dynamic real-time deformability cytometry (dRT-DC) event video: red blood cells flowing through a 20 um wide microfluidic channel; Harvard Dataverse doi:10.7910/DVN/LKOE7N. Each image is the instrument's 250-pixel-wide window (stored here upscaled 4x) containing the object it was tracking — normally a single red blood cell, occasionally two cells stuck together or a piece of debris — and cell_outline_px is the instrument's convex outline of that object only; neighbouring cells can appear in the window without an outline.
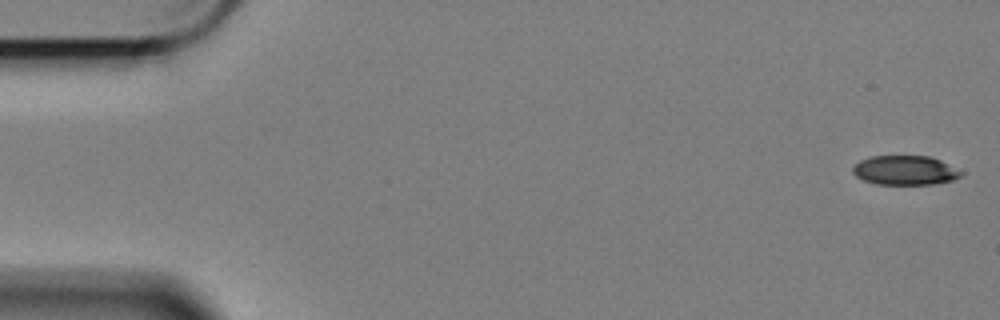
{"species": "Egyptian fruit bat (a non-hibernating species)", "species_latin": "Rousettus aegyptiacus", "temperature_condition": "cold", "stored_images_in_passage": 56, "camera_frame_rate_fps": 3000, "um_per_image_px": 0.085, "animal": {"sex": "female"}, "frame": {"image": 1, "passage_image": 1, "time_ms": 0.0, "image_size_px": [1000, 320], "cell_outline_px": [[968, 172], [964, 176], [952, 180], [932, 184], [876, 184], [864, 180], [856, 176], [852, 172], [852, 168], [860, 160], [872, 156], [928, 156], [940, 160], [960, 168]], "centroid_in_image_um": [77.02, 14.47], "position_along_channel_um": 8.0, "area_um2": 18.79}}
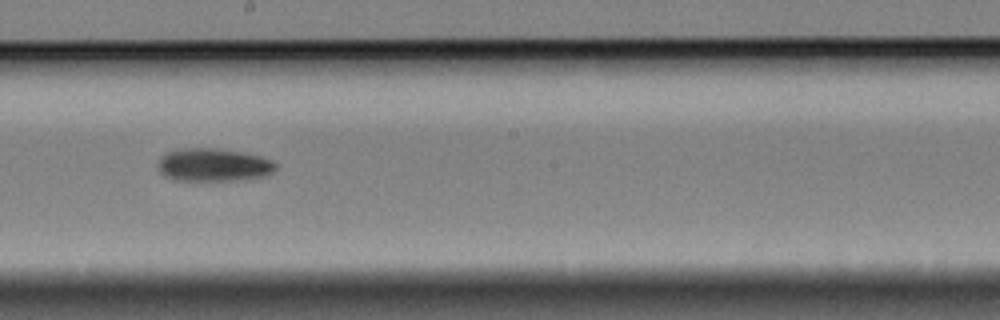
{"frame": {"image": 2, "passage_image": 32, "time_ms": 10.333, "image_size_px": [1000, 320], "cell_outline_px": [[276, 168], [268, 176], [244, 180], [172, 180], [164, 176], [160, 172], [156, 164], [168, 152], [180, 148], [216, 148], [240, 152], [260, 156], [272, 160], [276, 164]], "centroid_in_image_um": [18.16, 14.03], "position_along_channel_um": 230.0, "area_um2": 22.77}}
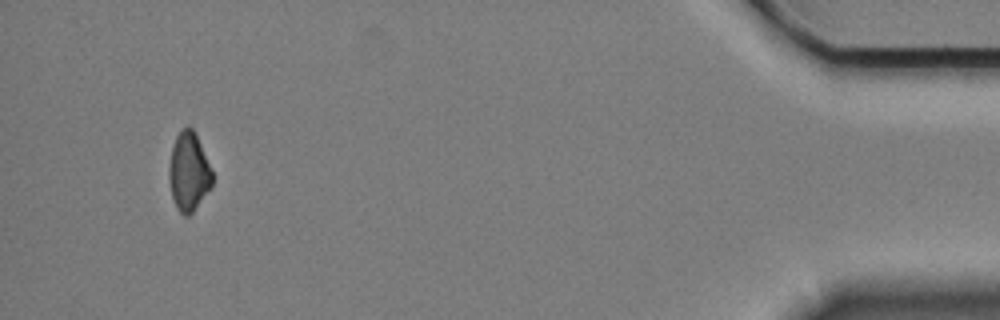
{"frame": {"image": 3, "passage_image": 55, "time_ms": 18.0, "image_size_px": [1000, 320], "cell_outline_px": [[212, 188], [192, 212], [188, 216], [184, 216], [176, 208], [172, 196], [168, 176], [168, 168], [172, 148], [176, 136], [188, 124], [192, 128], [200, 144], [212, 172]], "centroid_in_image_um": [16.03, 14.63], "position_along_channel_um": 419.2, "area_um2": 19.65}}